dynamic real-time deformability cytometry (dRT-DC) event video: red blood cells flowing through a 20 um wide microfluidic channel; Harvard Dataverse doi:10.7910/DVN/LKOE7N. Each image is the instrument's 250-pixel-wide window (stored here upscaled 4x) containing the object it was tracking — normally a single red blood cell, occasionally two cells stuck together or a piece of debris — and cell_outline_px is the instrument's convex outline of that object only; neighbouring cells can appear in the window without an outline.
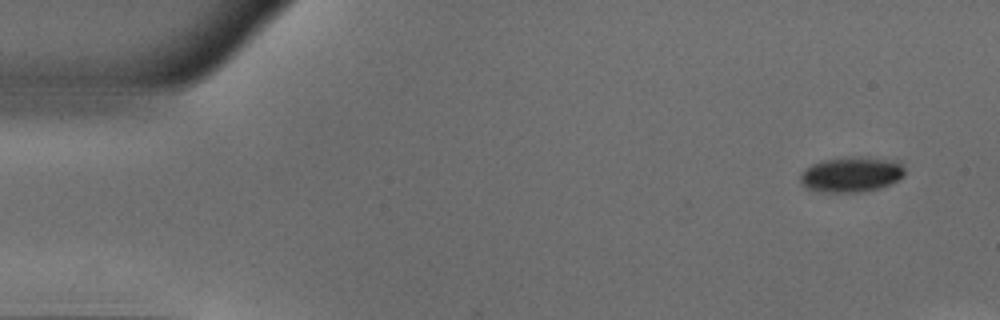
{"species": "common noctule bat (a hibernating species)", "species_latin": "Nyctalus noctula", "temperature_condition": "warm", "stored_images_in_passage": 13, "camera_frame_rate_fps": 3000, "um_per_image_px": 0.085, "animal": {"sex": "male", "body_mass_g": 18.8}, "frame": {"image": 1, "passage_image": 1, "time_ms": 0.0, "image_size_px": [1000, 320], "cell_outline_px": [[904, 176], [880, 188], [860, 192], [816, 192], [800, 184], [800, 176], [804, 168], [820, 160], [860, 156], [868, 156], [900, 164], [904, 168]], "centroid_in_image_um": [72.28, 14.84], "position_along_channel_um": 12.7, "area_um2": 21.39}}